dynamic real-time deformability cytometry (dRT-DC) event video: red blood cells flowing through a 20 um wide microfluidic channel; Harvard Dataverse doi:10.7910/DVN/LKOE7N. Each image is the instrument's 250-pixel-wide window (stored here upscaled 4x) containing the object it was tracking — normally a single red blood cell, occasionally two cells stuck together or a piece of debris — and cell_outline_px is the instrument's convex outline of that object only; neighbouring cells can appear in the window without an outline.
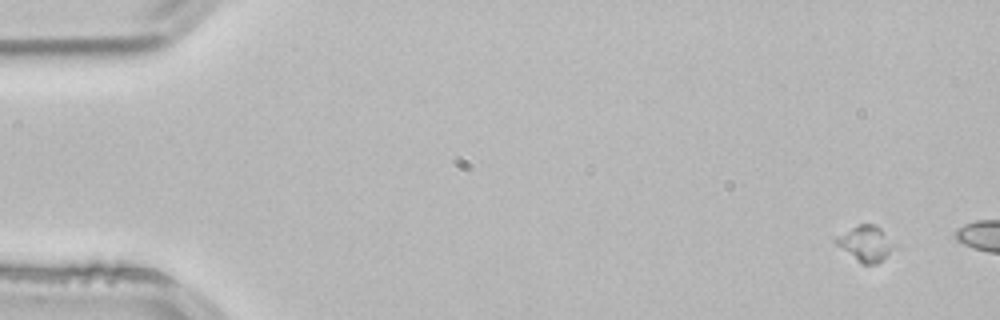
{"species": "common noctule bat (a hibernating species)", "species_latin": "Nyctalus noctula", "temperature_condition": "room temperature", "stored_images_in_passage": 2, "camera_frame_rate_fps": 3000, "um_per_image_px": 0.085, "animal": {"sex": "male", "body_mass_g": 21.5, "forearm_length_mm": 52.0}, "frame": {"image": 1, "passage_image": 1, "time_ms": 0.0, "image_size_px": [1000, 320], "cell_outline_px": [[888, 252], [876, 264], [864, 264], [836, 244], [836, 236], [856, 224], [876, 224], [884, 232], [888, 248]], "centroid_in_image_um": [73.45, 20.65], "position_along_channel_um": 11.5, "area_um2": 10.92}}